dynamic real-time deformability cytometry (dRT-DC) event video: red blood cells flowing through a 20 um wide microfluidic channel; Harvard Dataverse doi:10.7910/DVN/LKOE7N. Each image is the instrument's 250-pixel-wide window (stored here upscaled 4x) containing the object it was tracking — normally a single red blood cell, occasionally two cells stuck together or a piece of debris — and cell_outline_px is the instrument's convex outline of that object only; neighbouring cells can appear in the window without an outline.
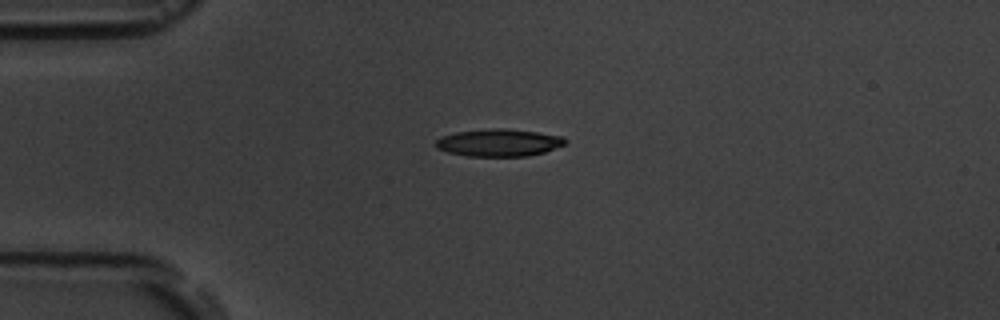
{"species": "common noctule bat (a hibernating species)", "species_latin": "Nyctalus noctula", "temperature_condition": "room temperature", "stored_images_in_passage": 2, "camera_frame_rate_fps": 3000, "um_per_image_px": 0.085, "animal": {"sex": "male", "body_mass_g": 19.5, "forearm_length_mm": 54.6}, "frame": {"image": 1, "passage_image": 1, "time_ms": 0.0, "image_size_px": [1000, 320], "cell_outline_px": [[568, 140], [564, 144], [544, 152], [528, 156], [468, 156], [448, 152], [436, 148], [432, 144], [440, 136], [456, 132], [492, 128], [508, 128], [564, 136]], "centroid_in_image_um": [42.37, 12.12], "position_along_channel_um": 42.6, "area_um2": 20.81}}